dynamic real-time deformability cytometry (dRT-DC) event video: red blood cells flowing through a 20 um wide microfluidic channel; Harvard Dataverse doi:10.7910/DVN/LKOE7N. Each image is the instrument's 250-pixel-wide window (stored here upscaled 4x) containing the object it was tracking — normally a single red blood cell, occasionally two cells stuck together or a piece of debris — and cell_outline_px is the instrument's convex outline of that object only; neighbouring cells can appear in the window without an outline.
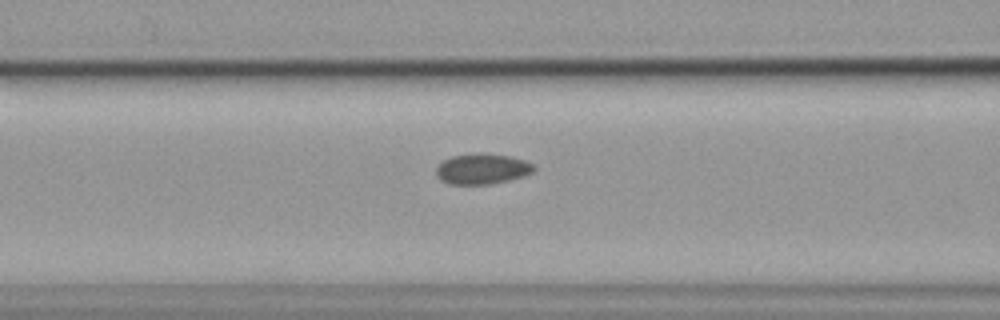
{"species": "common noctule bat (a hibernating species)", "species_latin": "Nyctalus noctula", "temperature_condition": "cold", "stored_images_in_passage": 31, "camera_frame_rate_fps": 3000, "um_per_image_px": 0.085, "animal": {"sex": "female", "body_mass_g": 19.9}, "frame": {"image": 1, "passage_image": 8, "time_ms": 2.333, "image_size_px": [1000, 320], "cell_outline_px": [[536, 168], [532, 172], [524, 176], [508, 180], [488, 184], [448, 184], [440, 180], [436, 176], [436, 168], [444, 160], [452, 156], [484, 152], [508, 156], [524, 160], [532, 164]], "centroid_in_image_um": [40.97, 14.35], "position_along_channel_um": 125.6, "area_um2": 17.34}}
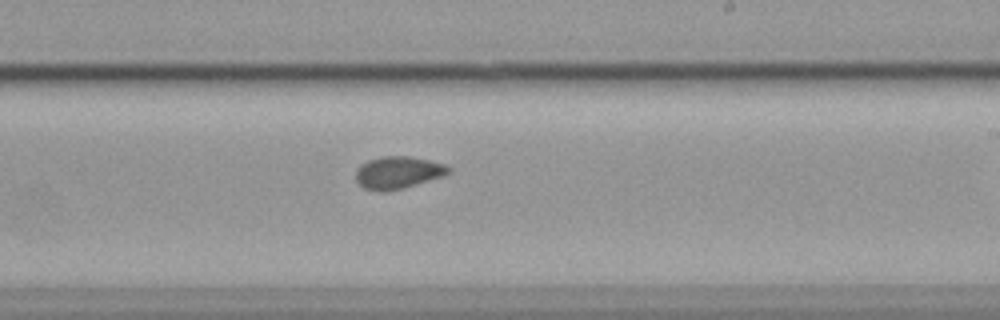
{"frame": {"image": 2, "passage_image": 19, "time_ms": 6.0, "image_size_px": [1000, 320], "cell_outline_px": [[452, 172], [444, 176], [404, 188], [364, 188], [356, 180], [356, 172], [360, 164], [368, 160], [384, 156], [408, 156], [428, 160], [444, 164], [452, 168]], "centroid_in_image_um": [33.9, 14.62], "position_along_channel_um": 255.1, "area_um2": 16.94}}
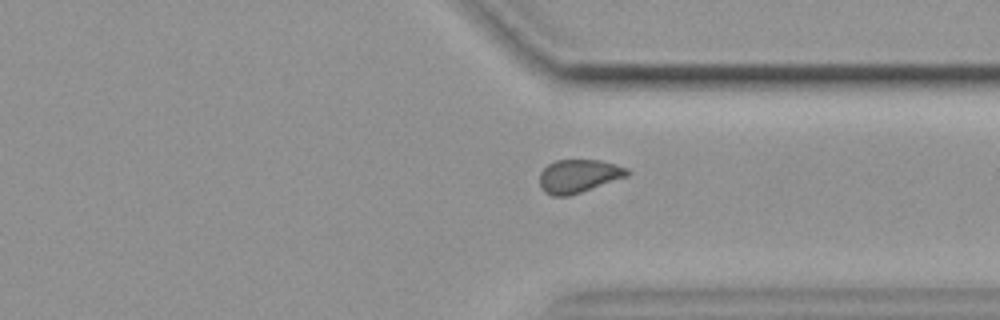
{"frame": {"image": 3, "passage_image": 28, "time_ms": 9.0, "image_size_px": [1000, 320], "cell_outline_px": [[632, 172], [628, 176], [568, 196], [552, 196], [544, 192], [540, 188], [540, 172], [548, 164], [556, 160], [600, 160], [628, 168]], "centroid_in_image_um": [49.18, 14.96], "position_along_channel_um": 362.2, "area_um2": 16.99}}